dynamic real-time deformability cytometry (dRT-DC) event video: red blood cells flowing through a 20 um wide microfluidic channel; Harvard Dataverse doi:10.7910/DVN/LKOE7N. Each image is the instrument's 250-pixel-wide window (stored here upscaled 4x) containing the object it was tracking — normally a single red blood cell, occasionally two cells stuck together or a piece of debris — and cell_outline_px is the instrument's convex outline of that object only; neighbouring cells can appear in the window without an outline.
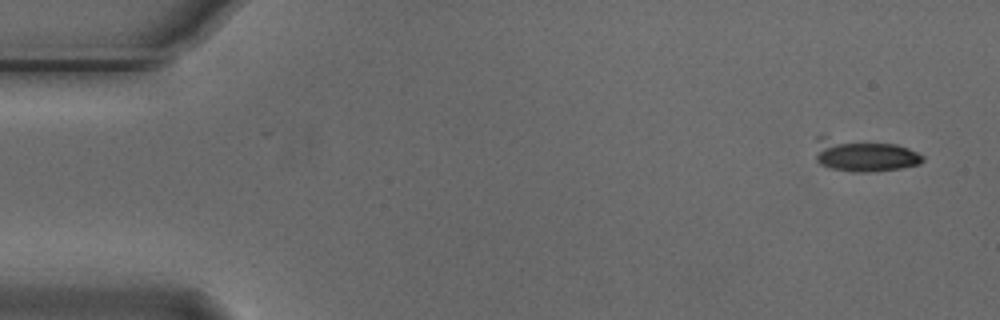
{"species": "Egyptian fruit bat (a non-hibernating species)", "species_latin": "Rousettus aegyptiacus", "temperature_condition": "cold", "stored_images_in_passage": 5, "camera_frame_rate_fps": 3000, "um_per_image_px": 0.085, "animal": {"sex": "male"}, "frame": {"image": 1, "passage_image": 1, "time_ms": 0.0, "image_size_px": [1000, 320], "cell_outline_px": [[924, 160], [920, 164], [900, 168], [876, 172], [852, 172], [828, 168], [820, 164], [816, 160], [816, 136], [824, 136], [896, 144], [908, 148], [924, 156]], "centroid_in_image_um": [73.4, 13.19], "position_along_channel_um": 11.6, "area_um2": 20.81}}
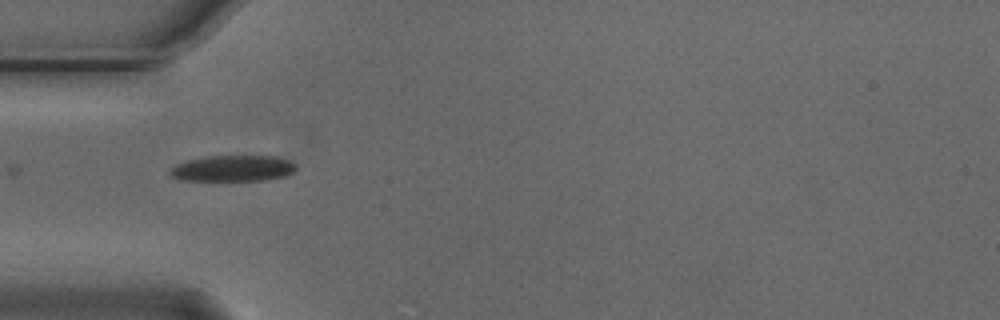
{"frame": {"image": 2, "passage_image": 5, "time_ms": 1.333, "image_size_px": [1000, 320], "cell_outline_px": [[296, 168], [288, 176], [264, 180], [176, 180], [168, 176], [168, 172], [176, 164], [188, 160], [204, 156], [276, 156], [292, 160], [296, 164]], "centroid_in_image_um": [19.79, 14.31], "position_along_channel_um": 65.2, "area_um2": 19.42}}